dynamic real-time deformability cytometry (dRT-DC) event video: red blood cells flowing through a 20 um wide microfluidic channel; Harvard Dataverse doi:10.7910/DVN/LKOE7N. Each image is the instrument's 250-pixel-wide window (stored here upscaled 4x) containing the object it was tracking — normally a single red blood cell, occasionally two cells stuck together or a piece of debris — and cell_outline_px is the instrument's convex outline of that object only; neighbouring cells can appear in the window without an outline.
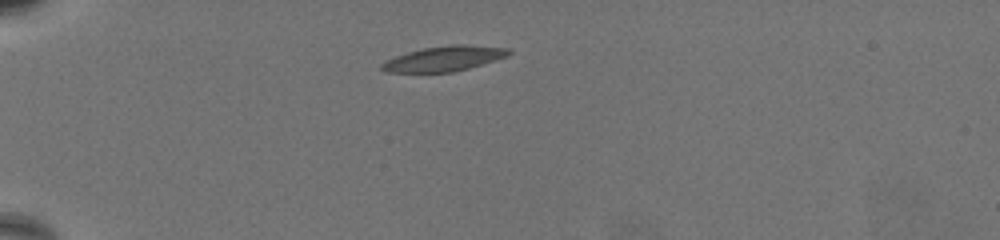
{"species": "common noctule bat (a hibernating species)", "species_latin": "Nyctalus noctula", "temperature_condition": "warm", "stored_images_in_passage": 48, "camera_frame_rate_fps": 3000, "um_per_image_px": 0.085, "animal": {"sex": "female", "body_mass_g": 19.5, "forearm_length_mm": 54.1}, "frame": {"image": 1, "passage_image": 1, "time_ms": 0.0, "image_size_px": [1000, 240], "cell_outline_px": [[512, 52], [508, 56], [496, 60], [468, 68], [452, 72], [384, 72], [380, 68], [380, 64], [384, 60], [408, 52], [424, 48], [452, 44], [464, 44], [508, 48]], "centroid_in_image_um": [37.73, 4.98], "position_along_channel_um": 47.3, "area_um2": 18.55}}
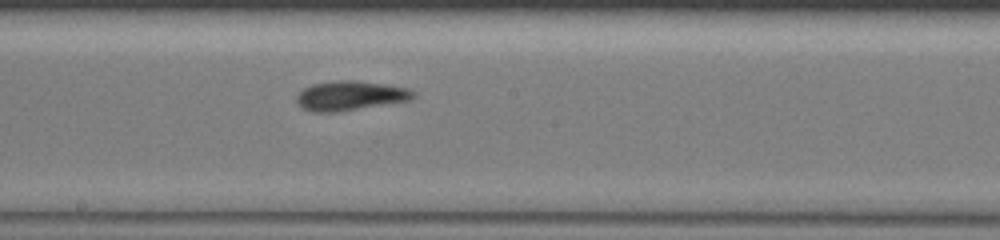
{"frame": {"image": 2, "passage_image": 21, "time_ms": 6.667, "image_size_px": [1000, 240], "cell_outline_px": [[416, 96], [412, 100], [340, 112], [312, 112], [296, 104], [296, 96], [304, 88], [312, 84], [336, 80], [356, 80], [388, 84], [408, 88], [416, 92]], "centroid_in_image_um": [29.81, 8.13], "position_along_channel_um": 218.4, "area_um2": 20.46}}
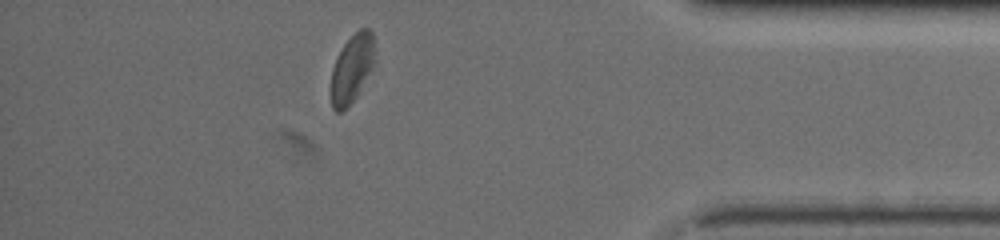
{"frame": {"image": 3, "passage_image": 41, "time_ms": 13.333, "image_size_px": [1000, 240], "cell_outline_px": [[376, 60], [372, 68], [356, 96], [348, 108], [340, 112], [336, 112], [332, 108], [332, 68], [344, 44], [360, 28], [368, 28], [372, 32]], "centroid_in_image_um": [29.94, 5.83], "position_along_channel_um": 405.3, "area_um2": 17.17}, "authors_computed_cell_mechanics": {"area_um2": 19.5942, "velocity_mm_per_s": 3.2046, "shape_relaxation_time_tau1_ms": 3.2263, "shape_relaxation_time_tau2_ms": 4.3222, "deformation_change_tau1": 0.1414, "deformation_change_tau2": 0.1043}}